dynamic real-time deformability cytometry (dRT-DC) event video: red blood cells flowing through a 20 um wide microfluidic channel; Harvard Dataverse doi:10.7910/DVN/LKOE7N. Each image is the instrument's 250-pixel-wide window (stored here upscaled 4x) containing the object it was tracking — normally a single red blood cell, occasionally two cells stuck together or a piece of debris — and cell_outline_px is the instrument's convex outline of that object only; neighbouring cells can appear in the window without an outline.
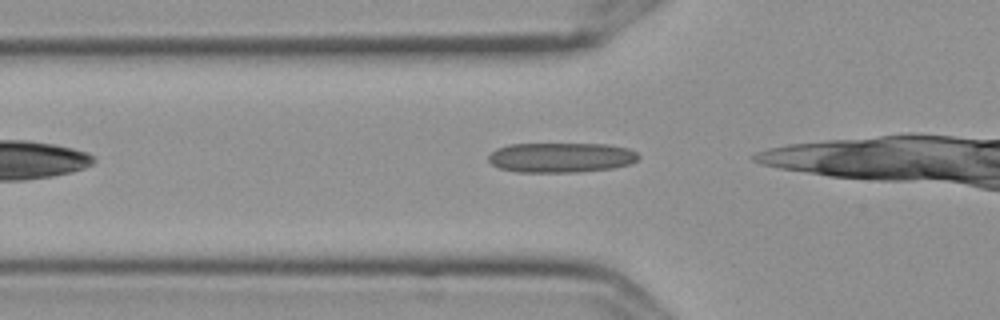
{"species": "Egyptian fruit bat (a non-hibernating species)", "species_latin": "Rousettus aegyptiacus", "temperature_condition": "cold", "stored_images_in_passage": 20, "camera_frame_rate_fps": 3000, "um_per_image_px": 0.085, "frame": {"image": 1, "passage_image": 4, "time_ms": 1.0, "image_size_px": [1000, 320], "cell_outline_px": [[640, 156], [636, 160], [628, 164], [612, 168], [576, 172], [516, 172], [500, 168], [492, 164], [488, 160], [488, 156], [496, 148], [508, 144], [608, 144], [628, 148], [636, 152]], "centroid_in_image_um": [47.66, 13.38], "position_along_channel_um": 78.1, "area_um2": 26.13}}
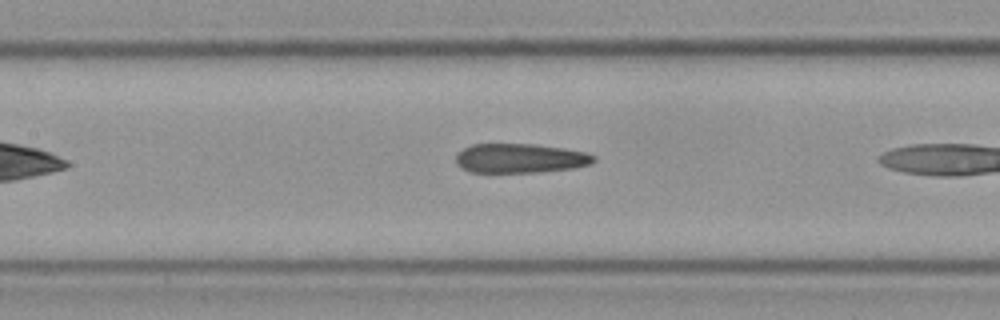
{"frame": {"image": 2, "passage_image": 11, "time_ms": 3.333, "image_size_px": [1000, 320], "cell_outline_px": [[596, 160], [588, 164], [572, 168], [536, 172], [472, 172], [456, 164], [456, 156], [464, 148], [472, 144], [532, 144], [564, 148], [584, 152], [596, 156]], "centroid_in_image_um": [44.21, 13.45], "position_along_channel_um": 163.2, "area_um2": 23.29}}
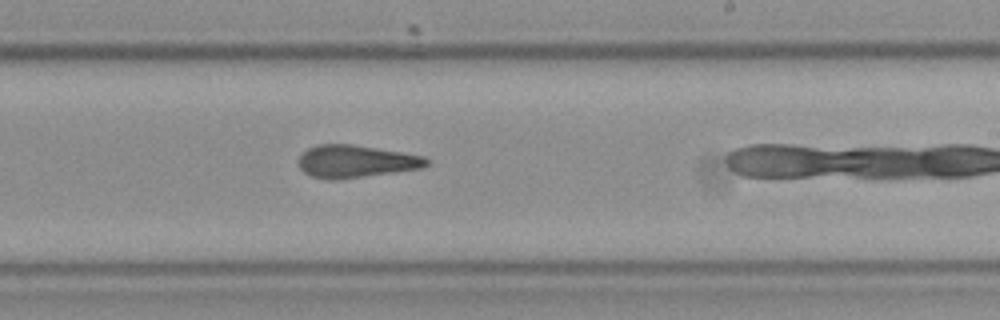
{"frame": {"image": 3, "passage_image": 19, "time_ms": 6.0, "image_size_px": [1000, 320], "cell_outline_px": [[428, 164], [420, 168], [340, 180], [328, 180], [312, 176], [304, 172], [300, 168], [300, 156], [308, 148], [320, 144], [352, 144], [424, 156], [428, 160]], "centroid_in_image_um": [30.22, 13.72], "position_along_channel_um": 258.8, "area_um2": 23.99}}